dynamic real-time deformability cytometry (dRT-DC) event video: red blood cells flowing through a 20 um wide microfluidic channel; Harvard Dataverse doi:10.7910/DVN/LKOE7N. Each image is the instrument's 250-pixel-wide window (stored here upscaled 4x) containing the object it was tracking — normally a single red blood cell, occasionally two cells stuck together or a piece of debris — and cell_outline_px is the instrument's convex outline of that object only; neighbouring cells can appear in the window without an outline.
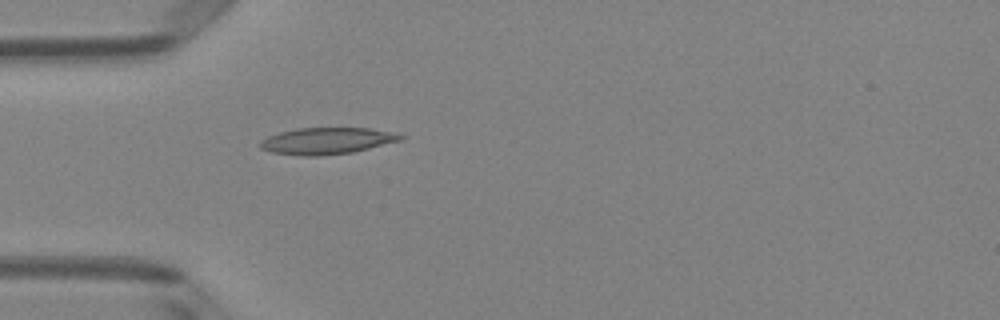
{"species": "Egyptian fruit bat (a non-hibernating species)", "species_latin": "Rousettus aegyptiacus", "temperature_condition": "room temperature", "stored_images_in_passage": 4, "camera_frame_rate_fps": 3000, "um_per_image_px": 0.085, "animal": {"sex": "female"}, "frame": {"image": 1, "passage_image": 4, "time_ms": 1.0, "image_size_px": [1000, 320], "cell_outline_px": [[404, 136], [400, 140], [352, 152], [316, 156], [300, 156], [272, 152], [260, 148], [260, 144], [268, 136], [280, 132], [296, 128], [368, 128], [396, 132]], "centroid_in_image_um": [27.78, 11.97], "position_along_channel_um": 57.2, "area_um2": 21.5}}